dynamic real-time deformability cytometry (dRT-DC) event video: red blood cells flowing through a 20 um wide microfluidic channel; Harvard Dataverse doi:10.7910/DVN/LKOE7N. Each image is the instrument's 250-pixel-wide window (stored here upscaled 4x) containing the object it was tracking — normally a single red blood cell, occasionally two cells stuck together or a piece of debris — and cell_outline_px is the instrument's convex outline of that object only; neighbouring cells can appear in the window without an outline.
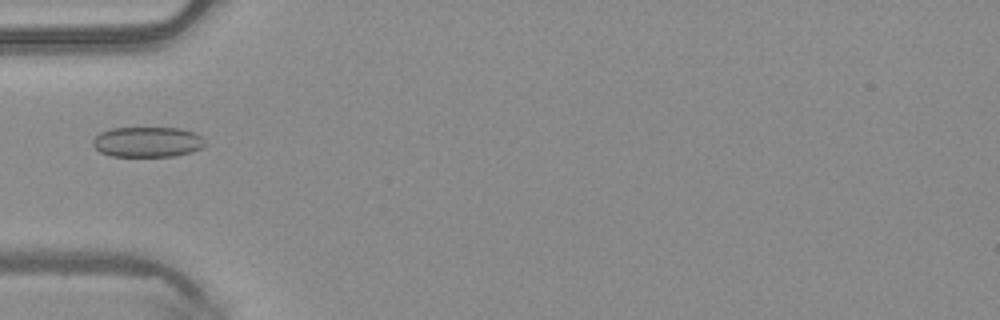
{"species": "common noctule bat (a hibernating species)", "species_latin": "Nyctalus noctula", "temperature_condition": "warm", "stored_images_in_passage": 2, "camera_frame_rate_fps": 3000, "um_per_image_px": 0.085, "animal": {"sex": "male", "body_mass_g": 20.4}, "frame": {"image": 1, "passage_image": 2, "time_ms": 0.333, "image_size_px": [1000, 320], "cell_outline_px": [[208, 144], [200, 148], [188, 152], [172, 156], [112, 156], [100, 152], [92, 144], [92, 140], [100, 132], [112, 128], [180, 128], [196, 132]], "centroid_in_image_um": [12.53, 12.05], "position_along_channel_um": 72.5, "area_um2": 19.77}}